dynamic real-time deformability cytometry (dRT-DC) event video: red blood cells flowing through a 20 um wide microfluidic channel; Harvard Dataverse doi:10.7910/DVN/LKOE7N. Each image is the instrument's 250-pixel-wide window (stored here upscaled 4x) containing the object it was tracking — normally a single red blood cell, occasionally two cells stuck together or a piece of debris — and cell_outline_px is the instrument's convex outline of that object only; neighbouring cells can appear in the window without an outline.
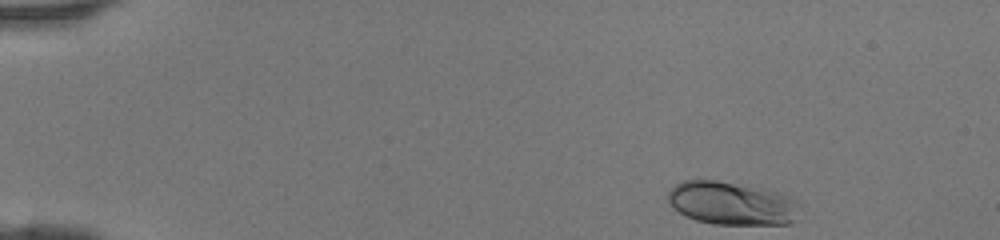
{"species": "human", "species_latin": "Homo sapiens", "temperature_condition": "room temperature", "stored_images_in_passage": 41, "camera_frame_rate_fps": 3000, "um_per_image_px": 0.085, "donor": {"sex": "female"}, "frame": {"image": 1, "passage_image": 1, "time_ms": 0.0, "image_size_px": [1000, 240], "cell_outline_px": [[800, 204], [792, 220], [788, 224], [712, 224], [696, 220], [684, 216], [672, 208], [668, 200], [668, 192], [680, 180], [716, 180], [768, 188], [784, 192], [792, 196]], "centroid_in_image_um": [62.19, 17.26], "position_along_channel_um": 22.8, "area_um2": 33.7}}
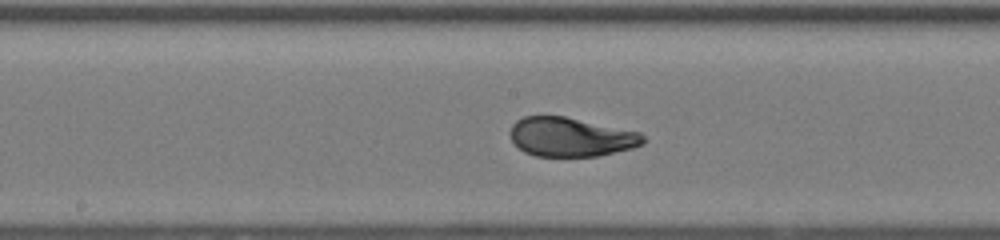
{"frame": {"image": 2, "passage_image": 20, "time_ms": 6.333, "image_size_px": [1000, 240], "cell_outline_px": [[644, 144], [632, 148], [600, 156], [536, 156], [524, 152], [512, 140], [508, 132], [512, 124], [516, 120], [524, 116], [564, 116], [640, 132], [644, 136]], "centroid_in_image_um": [48.51, 11.64], "position_along_channel_um": 199.7, "area_um2": 30.35}}
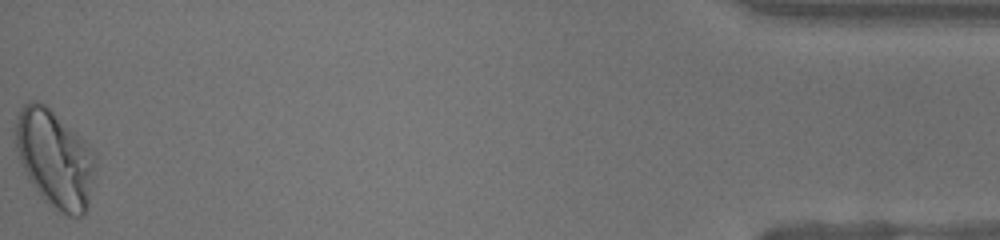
{"frame": {"image": 3, "passage_image": 41, "time_ms": 13.333, "image_size_px": [1000, 240], "cell_outline_px": [[96, 164], [88, 208], [80, 216], [68, 216], [48, 204], [40, 196], [20, 164], [16, 148], [12, 128], [16, 116], [20, 108], [28, 100], [40, 100], [76, 132], [92, 148], [96, 156]], "centroid_in_image_um": [4.63, 13.45], "position_along_channel_um": 430.6, "area_um2": 45.95}}